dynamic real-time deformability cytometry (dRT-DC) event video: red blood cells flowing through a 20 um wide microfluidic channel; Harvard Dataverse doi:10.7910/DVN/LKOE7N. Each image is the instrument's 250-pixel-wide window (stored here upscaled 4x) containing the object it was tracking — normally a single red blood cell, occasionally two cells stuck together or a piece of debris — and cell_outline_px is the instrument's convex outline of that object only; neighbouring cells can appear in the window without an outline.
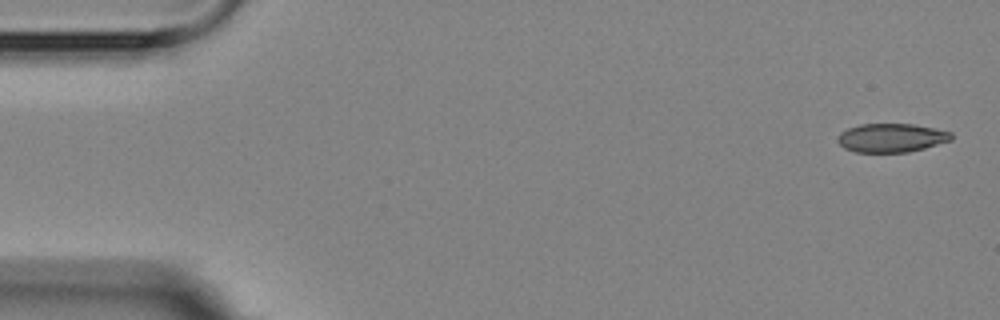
{"species": "Egyptian fruit bat (a non-hibernating species)", "species_latin": "Rousettus aegyptiacus", "temperature_condition": "room temperature", "stored_images_in_passage": 4, "camera_frame_rate_fps": 3000, "um_per_image_px": 0.085, "animal": {"sex": "female"}, "frame": {"image": 1, "passage_image": 1, "time_ms": 0.0, "image_size_px": [1000, 320], "cell_outline_px": [[952, 140], [924, 148], [908, 152], [856, 152], [844, 148], [836, 140], [836, 136], [840, 132], [848, 128], [860, 124], [912, 124], [952, 132]], "centroid_in_image_um": [75.73, 11.71], "position_along_channel_um": 9.3, "area_um2": 19.02}}